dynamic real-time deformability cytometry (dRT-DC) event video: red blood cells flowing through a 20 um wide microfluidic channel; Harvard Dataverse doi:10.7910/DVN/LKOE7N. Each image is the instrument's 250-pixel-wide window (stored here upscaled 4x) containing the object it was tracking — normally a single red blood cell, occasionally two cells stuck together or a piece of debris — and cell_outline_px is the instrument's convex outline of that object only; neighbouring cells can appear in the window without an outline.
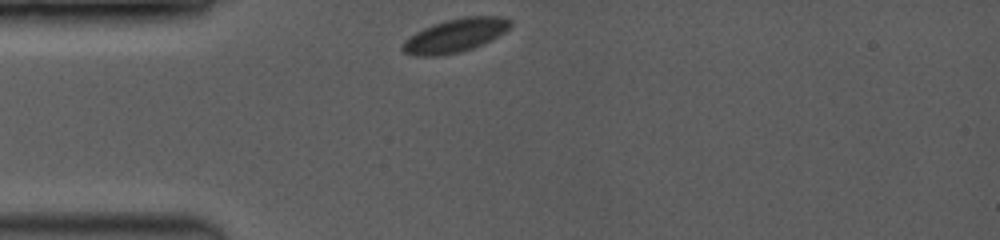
{"species": "common noctule bat (a hibernating species)", "species_latin": "Nyctalus noctula", "temperature_condition": "room temperature", "stored_images_in_passage": 10, "camera_frame_rate_fps": 3500, "um_per_image_px": 0.085, "animal": {"sex": "female", "body_mass_g": 19.0, "forearm_length_mm": 53.3}, "frame": {"image": 1, "passage_image": 1, "time_ms": 0.0, "image_size_px": [1000, 240], "cell_outline_px": [[512, 24], [504, 32], [472, 48], [456, 52], [436, 56], [408, 56], [400, 48], [404, 40], [416, 32], [432, 24], [464, 16], [500, 16], [512, 20]], "centroid_in_image_um": [38.63, 3.01], "position_along_channel_um": 46.4, "area_um2": 20.81}}
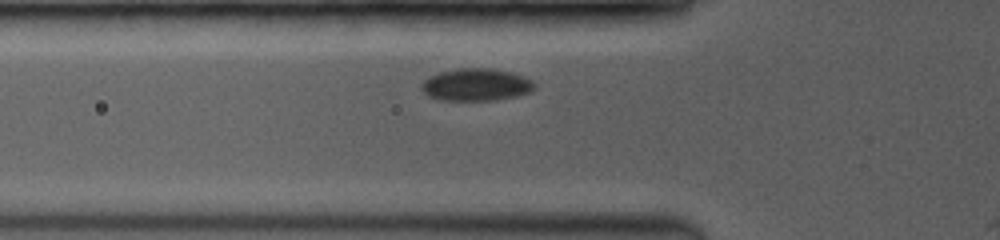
{"frame": {"image": 2, "passage_image": 7, "time_ms": 1.429, "image_size_px": [1000, 240], "cell_outline_px": [[536, 88], [528, 92], [516, 96], [496, 100], [440, 100], [428, 96], [420, 88], [420, 84], [428, 76], [440, 72], [456, 68], [492, 68], [512, 72], [524, 76], [532, 80], [536, 84]], "centroid_in_image_um": [40.46, 7.19], "position_along_channel_um": 85.3, "area_um2": 21.56}}